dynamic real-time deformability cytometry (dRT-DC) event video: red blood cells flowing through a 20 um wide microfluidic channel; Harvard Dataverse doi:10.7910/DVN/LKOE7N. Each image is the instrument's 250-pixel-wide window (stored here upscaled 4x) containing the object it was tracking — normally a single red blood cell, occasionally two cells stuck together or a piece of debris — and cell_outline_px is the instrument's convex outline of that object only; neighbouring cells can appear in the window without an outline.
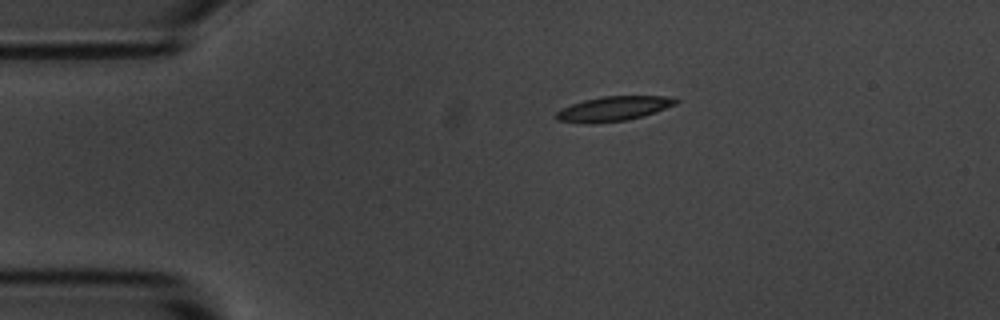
{"species": "common noctule bat (a hibernating species)", "species_latin": "Nyctalus noctula", "temperature_condition": "room temperature", "stored_images_in_passage": 3, "camera_frame_rate_fps": 3000, "um_per_image_px": 0.085, "animal": {"sex": "male", "body_mass_g": 20.1, "forearm_length_mm": 53.5}, "frame": {"image": 1, "passage_image": 1, "time_ms": 0.0, "image_size_px": [1000, 320], "cell_outline_px": [[680, 100], [676, 104], [656, 112], [644, 116], [628, 120], [592, 124], [588, 124], [556, 120], [556, 112], [572, 104], [584, 100], [600, 96], [676, 96]], "centroid_in_image_um": [52.2, 9.24], "position_along_channel_um": 32.8, "area_um2": 17.4}}
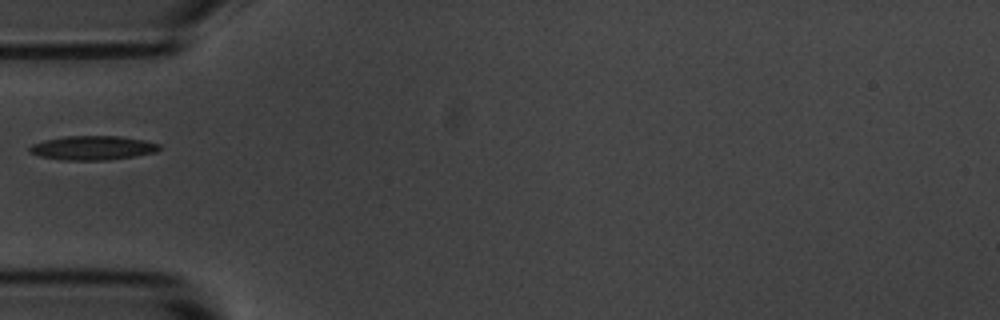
{"frame": {"image": 2, "passage_image": 3, "time_ms": 2.333, "image_size_px": [1000, 320], "cell_outline_px": [[160, 148], [156, 152], [132, 156], [104, 160], [64, 160], [40, 156], [28, 152], [28, 148], [32, 144], [44, 140], [68, 136], [120, 136], [144, 140], [160, 144]], "centroid_in_image_um": [7.85, 12.56], "position_along_channel_um": 77.1, "area_um2": 18.09}}